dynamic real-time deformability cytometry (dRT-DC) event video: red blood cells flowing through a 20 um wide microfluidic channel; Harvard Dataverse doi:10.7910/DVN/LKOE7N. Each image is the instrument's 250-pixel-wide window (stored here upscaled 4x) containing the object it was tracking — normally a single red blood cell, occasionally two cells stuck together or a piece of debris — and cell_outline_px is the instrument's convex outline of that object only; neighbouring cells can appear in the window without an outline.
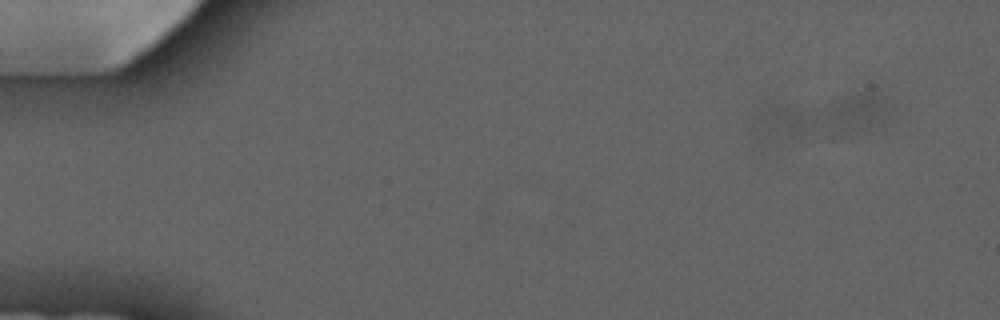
{"species": "common noctule bat (a hibernating species)", "species_latin": "Nyctalus noctula", "temperature_condition": "cold", "stored_images_in_passage": 5, "camera_frame_rate_fps": 3000, "um_per_image_px": 0.085, "animal": {"sex": "male", "forearm_length_mm": 52.5}, "frame": {"image": 1, "passage_image": 2, "time_ms": 1.0, "image_size_px": [1000, 320], "cell_outline_px": [[804, 120], [796, 136], [764, 140], [752, 124], [752, 120], [764, 104], [788, 104]], "centroid_in_image_um": [66.06, 10.34], "position_along_channel_um": 18.9, "area_um2": 10.06}}